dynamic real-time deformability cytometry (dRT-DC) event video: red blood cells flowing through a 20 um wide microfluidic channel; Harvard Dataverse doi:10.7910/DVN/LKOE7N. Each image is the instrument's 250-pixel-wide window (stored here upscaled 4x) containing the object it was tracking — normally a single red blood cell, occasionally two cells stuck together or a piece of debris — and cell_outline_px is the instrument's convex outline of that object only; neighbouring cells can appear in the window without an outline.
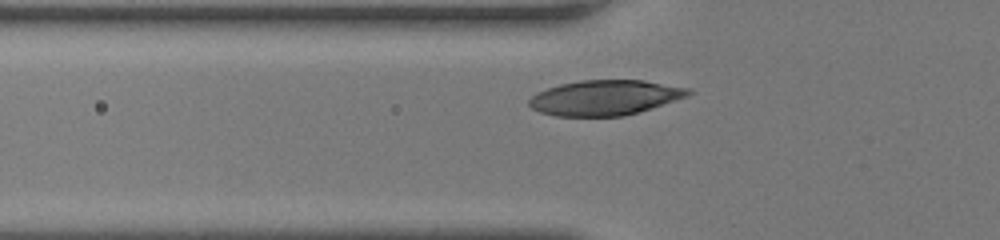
{"species": "human", "species_latin": "Homo sapiens", "temperature_condition": "room temperature", "stored_images_in_passage": 31, "camera_frame_rate_fps": 3000, "um_per_image_px": 0.085, "donor": {"sex": "female"}, "frame": {"image": 1, "passage_image": 7, "time_ms": 2.0, "image_size_px": [1000, 240], "cell_outline_px": [[692, 92], [688, 96], [624, 116], [556, 116], [540, 112], [532, 108], [528, 104], [528, 100], [536, 92], [560, 84], [580, 80], [644, 80], [692, 88]], "centroid_in_image_um": [51.41, 8.29], "position_along_channel_um": 74.4, "area_um2": 32.54}}
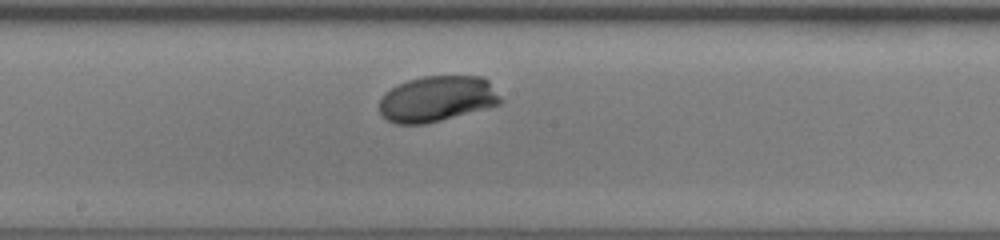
{"frame": {"image": 2, "passage_image": 17, "time_ms": 5.333, "image_size_px": [1000, 240], "cell_outline_px": [[504, 100], [500, 104], [488, 108], [424, 124], [396, 124], [388, 120], [380, 112], [380, 100], [384, 92], [396, 84], [408, 80], [424, 76], [484, 76], [488, 80]], "centroid_in_image_um": [37.17, 8.39], "position_along_channel_um": 211.0, "area_um2": 32.48}}
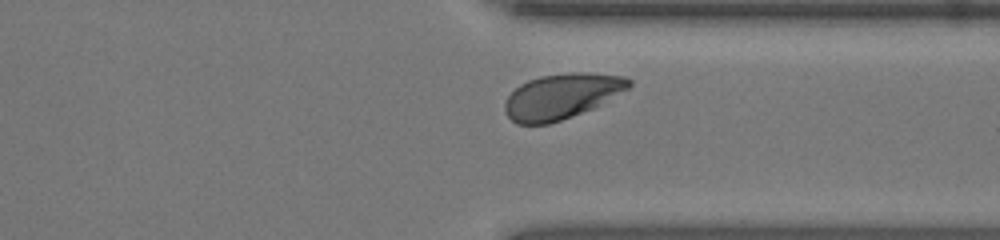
{"frame": {"image": 3, "passage_image": 28, "time_ms": 9.0, "image_size_px": [1000, 240], "cell_outline_px": [[632, 84], [628, 88], [592, 108], [560, 120], [548, 124], [516, 124], [508, 116], [504, 108], [504, 104], [508, 96], [520, 84], [528, 80], [540, 76], [568, 72], [588, 72], [624, 76], [632, 80]], "centroid_in_image_um": [47.72, 8.16], "position_along_channel_um": 363.7, "area_um2": 32.43}, "authors_computed_cell_mechanics": {"area_um2": 32.4836, "velocity_mm_per_s": 4.1235, "shape_relaxation_time_tau1_ms": 1.6699, "shape_relaxation_time_tau2_ms": null, "deformation_change_tau1": 0.1338, "deformation_change_tau2": null}}